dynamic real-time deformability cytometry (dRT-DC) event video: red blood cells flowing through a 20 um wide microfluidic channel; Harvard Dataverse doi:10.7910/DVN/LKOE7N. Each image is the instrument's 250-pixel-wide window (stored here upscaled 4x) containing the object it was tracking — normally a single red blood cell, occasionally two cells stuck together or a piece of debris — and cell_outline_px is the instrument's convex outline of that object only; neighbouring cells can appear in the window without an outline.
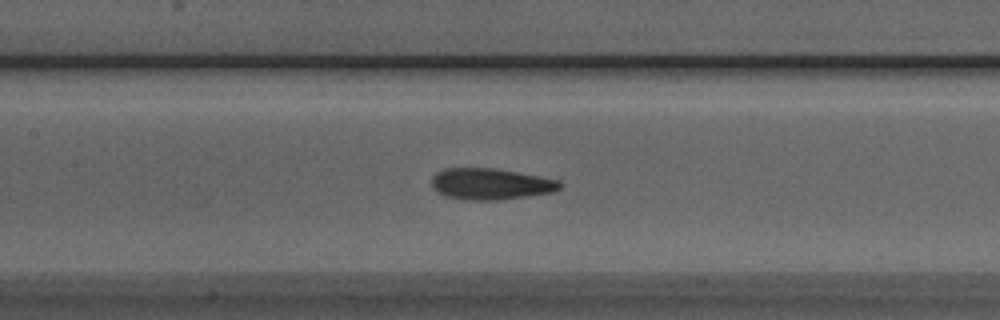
{"species": "Egyptian fruit bat (a non-hibernating species)", "species_latin": "Rousettus aegyptiacus", "temperature_condition": "room temperature", "stored_images_in_passage": 38, "camera_frame_rate_fps": 3000, "um_per_image_px": 0.085, "animal": {"sex": "male"}, "frame": {"image": 1, "passage_image": 9, "time_ms": 2.667, "image_size_px": [1000, 320], "cell_outline_px": [[564, 184], [560, 188], [552, 192], [496, 200], [472, 200], [444, 196], [436, 192], [432, 188], [432, 176], [436, 172], [444, 168], [492, 168], [540, 176], [560, 180]], "centroid_in_image_um": [41.67, 15.63], "position_along_channel_um": 165.7, "area_um2": 23.35}}
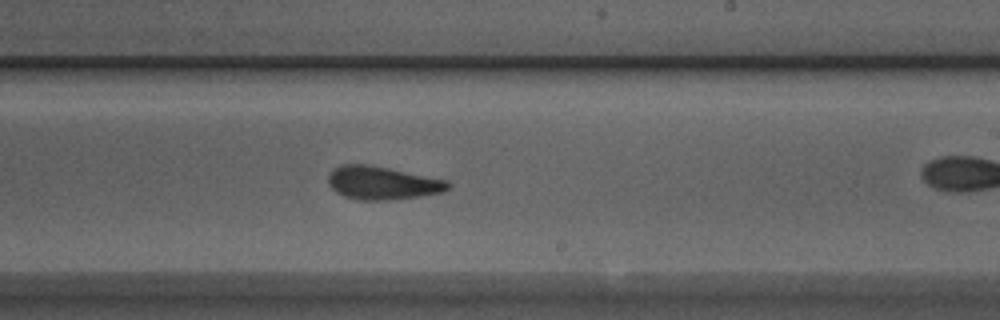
{"frame": {"image": 2, "passage_image": 16, "time_ms": 5.0, "image_size_px": [1000, 320], "cell_outline_px": [[452, 184], [444, 192], [420, 196], [388, 200], [356, 200], [344, 196], [336, 192], [328, 184], [328, 176], [332, 168], [340, 164], [368, 164], [448, 180]], "centroid_in_image_um": [32.48, 15.55], "position_along_channel_um": 256.5, "area_um2": 23.35}}
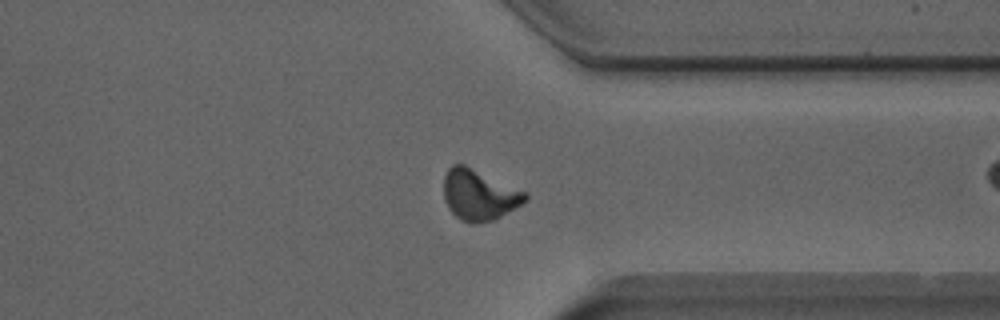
{"frame": {"image": 3, "passage_image": 25, "time_ms": 8.0, "image_size_px": [1000, 320], "cell_outline_px": [[528, 200], [496, 220], [480, 224], [472, 224], [460, 220], [448, 208], [444, 200], [444, 176], [448, 168], [452, 164], [464, 164], [528, 192]], "centroid_in_image_um": [40.74, 16.58], "position_along_channel_um": 370.7, "area_um2": 24.57}, "authors_computed_cell_mechanics": {"area_um2": 23.12, "velocity_mm_per_s": 3.9022, "shape_relaxation_time_tau1_ms": 3.6381, "shape_relaxation_time_tau2_ms": 2.2609, "deformation_change_tau1": 0.1202, "deformation_change_tau2": 0.0936}}